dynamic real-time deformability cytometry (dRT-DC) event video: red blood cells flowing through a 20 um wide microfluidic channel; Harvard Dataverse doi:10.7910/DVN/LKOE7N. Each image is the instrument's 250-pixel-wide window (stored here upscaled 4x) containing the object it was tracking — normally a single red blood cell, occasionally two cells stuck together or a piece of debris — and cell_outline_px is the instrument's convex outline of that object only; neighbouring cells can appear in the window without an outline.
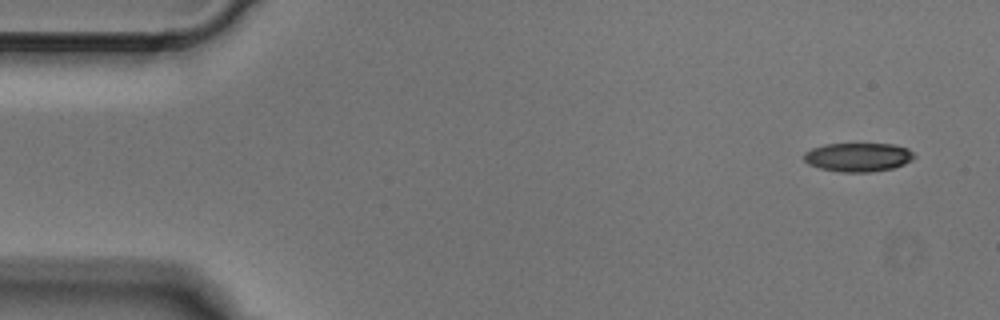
{"species": "Egyptian fruit bat (a non-hibernating species)", "species_latin": "Rousettus aegyptiacus", "temperature_condition": "cold", "stored_images_in_passage": 3, "camera_frame_rate_fps": 3000, "um_per_image_px": 0.085, "animal": {"sex": "male"}, "frame": {"image": 1, "passage_image": 1, "time_ms": 0.0, "image_size_px": [1000, 320], "cell_outline_px": [[916, 156], [912, 160], [904, 164], [892, 168], [872, 172], [840, 172], [820, 168], [808, 164], [804, 160], [804, 152], [812, 148], [824, 144], [892, 144], [908, 148]], "centroid_in_image_um": [72.93, 13.36], "position_along_channel_um": 12.1, "area_um2": 18.55}}